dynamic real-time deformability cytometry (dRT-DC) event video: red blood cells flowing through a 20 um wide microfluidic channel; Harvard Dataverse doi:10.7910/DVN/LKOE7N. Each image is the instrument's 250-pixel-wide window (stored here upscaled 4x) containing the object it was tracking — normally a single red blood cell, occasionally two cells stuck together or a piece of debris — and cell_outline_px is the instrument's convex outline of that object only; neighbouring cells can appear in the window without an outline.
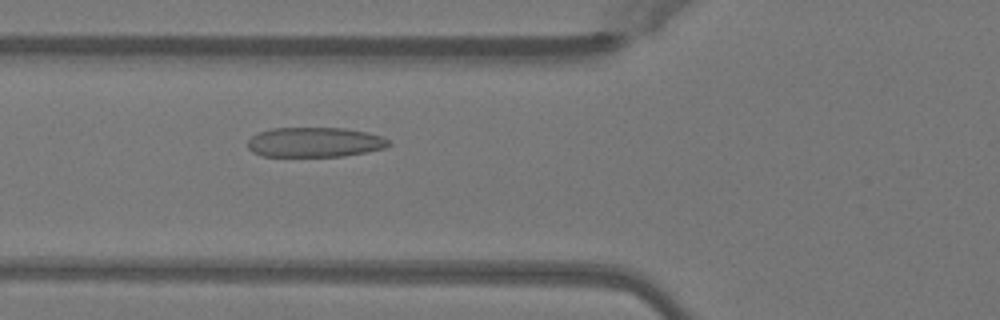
{"species": "Egyptian fruit bat (a non-hibernating species)", "species_latin": "Rousettus aegyptiacus", "temperature_condition": "warm", "stored_images_in_passage": 36, "camera_frame_rate_fps": 3000, "um_per_image_px": 0.085, "animal": {"sex": "female"}, "frame": {"image": 1, "passage_image": 9, "time_ms": 2.667, "image_size_px": [1000, 320], "cell_outline_px": [[392, 144], [384, 148], [344, 156], [260, 156], [252, 152], [248, 148], [248, 140], [252, 136], [260, 132], [272, 128], [344, 128], [368, 132], [384, 136]], "centroid_in_image_um": [26.76, 12.08], "position_along_channel_um": 99.0, "area_um2": 24.57}}
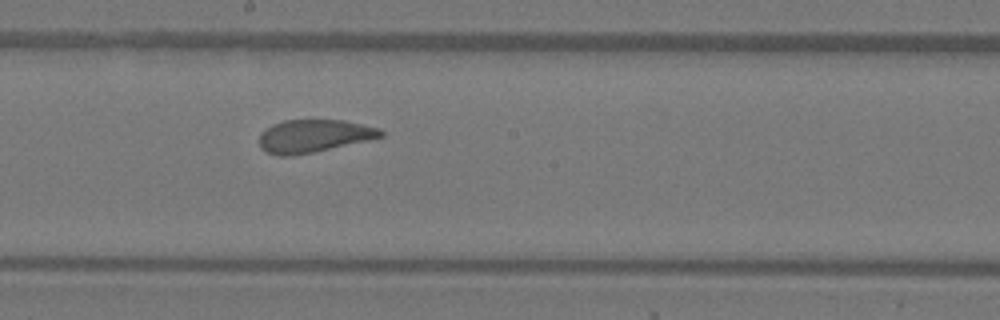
{"frame": {"image": 2, "passage_image": 18, "time_ms": 5.667, "image_size_px": [1000, 320], "cell_outline_px": [[384, 136], [368, 140], [312, 152], [292, 156], [276, 156], [260, 148], [260, 132], [272, 124], [284, 120], [344, 120], [380, 128], [384, 132]], "centroid_in_image_um": [26.65, 11.55], "position_along_channel_um": 221.5, "area_um2": 23.18}}
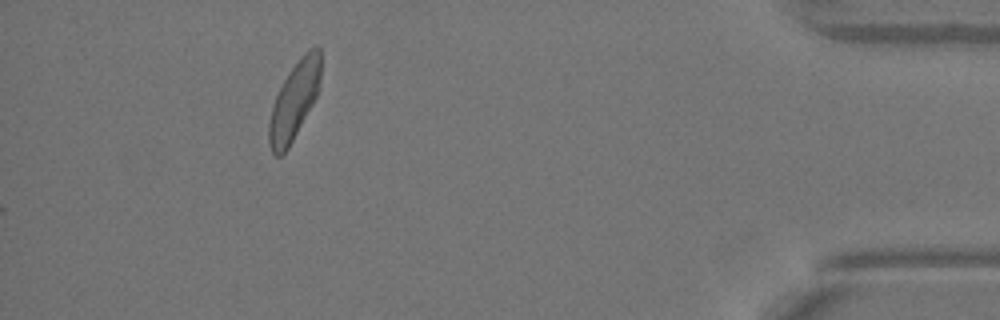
{"frame": {"image": 3, "passage_image": 36, "time_ms": 11.667, "image_size_px": [1000, 320], "cell_outline_px": [[320, 88], [312, 104], [288, 148], [280, 156], [276, 156], [272, 152], [268, 144], [268, 124], [272, 108], [276, 96], [288, 72], [300, 56], [308, 48], [316, 44], [320, 48]], "centroid_in_image_um": [25.01, 8.52], "position_along_channel_um": 410.2, "area_um2": 23.29}, "authors_computed_cell_mechanics": {"area_um2": 24.1604, "velocity_mm_per_s": 4.0636, "shape_relaxation_time_tau1_ms": 3.2715, "shape_relaxation_time_tau2_ms": 0.857, "deformation_change_tau1": 0.1209, "deformation_change_tau2": 0.0699}}